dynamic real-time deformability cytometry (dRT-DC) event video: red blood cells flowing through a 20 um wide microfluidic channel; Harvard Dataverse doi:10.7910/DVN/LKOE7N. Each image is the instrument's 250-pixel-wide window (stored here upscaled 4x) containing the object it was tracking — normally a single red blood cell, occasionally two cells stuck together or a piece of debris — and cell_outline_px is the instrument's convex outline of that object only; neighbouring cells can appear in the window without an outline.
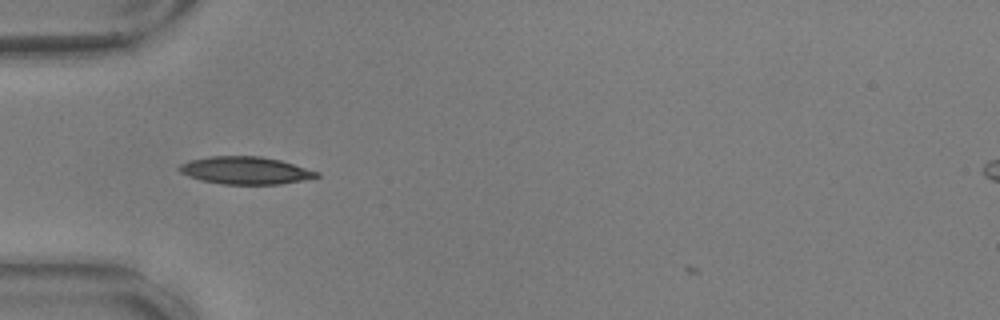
{"species": "common noctule bat (a hibernating species)", "species_latin": "Nyctalus noctula", "temperature_condition": "warm", "stored_images_in_passage": 37, "camera_frame_rate_fps": 3000, "um_per_image_px": 0.085, "animal": {"sex": "male", "body_mass_g": 17.9, "forearm_length_mm": 54.2}, "frame": {"image": 1, "passage_image": 2, "time_ms": 0.333, "image_size_px": [1000, 320], "cell_outline_px": [[320, 176], [304, 180], [280, 184], [220, 184], [200, 180], [188, 176], [180, 172], [176, 168], [180, 164], [192, 160], [212, 156], [260, 156], [280, 160], [320, 172]], "centroid_in_image_um": [20.86, 14.49], "position_along_channel_um": 64.1, "area_um2": 22.02}}
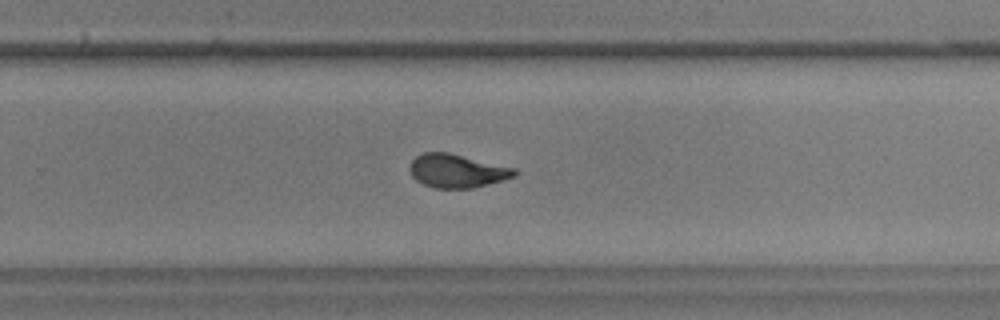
{"frame": {"image": 2, "passage_image": 21, "time_ms": 6.667, "image_size_px": [1000, 320], "cell_outline_px": [[516, 176], [504, 180], [472, 188], [436, 188], [424, 184], [416, 180], [412, 176], [408, 168], [412, 160], [416, 156], [424, 152], [448, 152], [516, 168]], "centroid_in_image_um": [38.84, 14.52], "position_along_channel_um": 291.0, "area_um2": 20.46}}
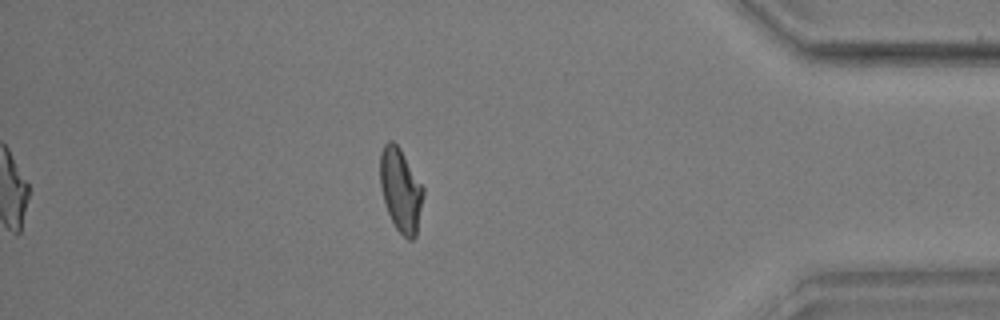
{"frame": {"image": 3, "passage_image": 33, "time_ms": 10.667, "image_size_px": [1000, 320], "cell_outline_px": [[424, 192], [416, 236], [412, 240], [408, 240], [396, 228], [388, 212], [384, 200], [380, 184], [380, 152], [384, 144], [388, 140], [392, 140], [400, 148], [424, 188]], "centroid_in_image_um": [34.05, 16.13], "position_along_channel_um": 401.1, "area_um2": 20.81}}